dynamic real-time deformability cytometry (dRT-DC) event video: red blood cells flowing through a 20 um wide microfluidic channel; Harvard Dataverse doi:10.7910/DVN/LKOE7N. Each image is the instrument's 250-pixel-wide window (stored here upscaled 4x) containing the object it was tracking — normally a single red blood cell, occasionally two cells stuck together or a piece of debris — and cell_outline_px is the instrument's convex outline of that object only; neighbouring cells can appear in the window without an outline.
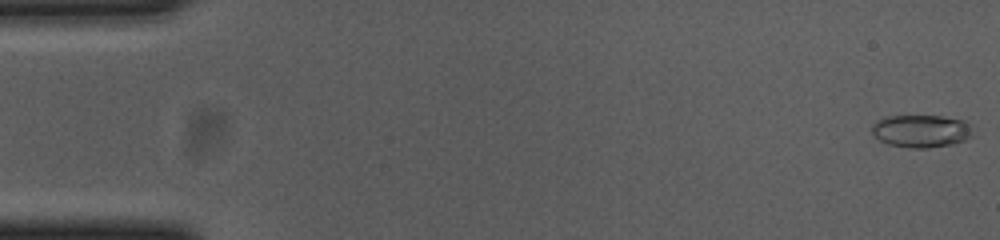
{"species": "common noctule bat (a hibernating species)", "species_latin": "Nyctalus noctula", "temperature_condition": "cold", "stored_images_in_passage": 55, "camera_frame_rate_fps": 3000, "um_per_image_px": 0.085, "animal": {"sex": "female", "body_mass_g": 23.0, "forearm_length_mm": 53.4}, "frame": {"image": 1, "passage_image": 1, "time_ms": 0.0, "image_size_px": [1000, 240], "cell_outline_px": [[972, 136], [964, 140], [952, 144], [928, 148], [912, 148], [888, 144], [880, 140], [872, 132], [872, 124], [876, 120], [884, 116], [940, 116], [964, 120], [968, 124]], "centroid_in_image_um": [78.26, 11.13], "position_along_channel_um": 6.7, "area_um2": 19.07}}
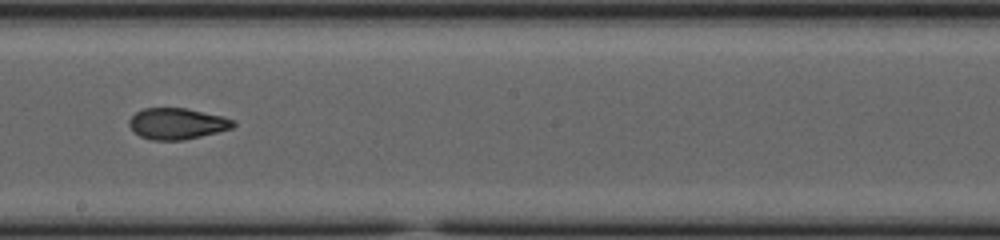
{"frame": {"image": 2, "passage_image": 31, "time_ms": 10.0, "image_size_px": [1000, 240], "cell_outline_px": [[236, 124], [232, 128], [184, 140], [152, 140], [140, 136], [128, 124], [128, 120], [136, 112], [144, 108], [188, 108], [224, 116], [236, 120]], "centroid_in_image_um": [15.08, 10.5], "position_along_channel_um": 233.1, "area_um2": 18.96}}
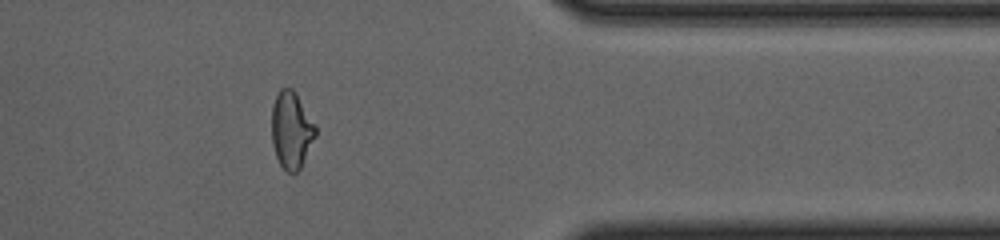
{"frame": {"image": 3, "passage_image": 45, "time_ms": 14.667, "image_size_px": [1000, 240], "cell_outline_px": [[316, 136], [300, 168], [296, 172], [288, 172], [280, 164], [276, 156], [272, 144], [272, 104], [280, 88], [292, 88], [296, 92], [316, 124]], "centroid_in_image_um": [24.77, 11.02], "position_along_channel_um": 386.6, "area_um2": 19.71}, "authors_computed_cell_mechanics": {"area_um2": 19.5364, "velocity_mm_per_s": 3.7029, "shape_relaxation_time_tau1_ms": null, "shape_relaxation_time_tau2_ms": 2.603, "deformation_change_tau1": null, "deformation_change_tau2": 0.0927}}